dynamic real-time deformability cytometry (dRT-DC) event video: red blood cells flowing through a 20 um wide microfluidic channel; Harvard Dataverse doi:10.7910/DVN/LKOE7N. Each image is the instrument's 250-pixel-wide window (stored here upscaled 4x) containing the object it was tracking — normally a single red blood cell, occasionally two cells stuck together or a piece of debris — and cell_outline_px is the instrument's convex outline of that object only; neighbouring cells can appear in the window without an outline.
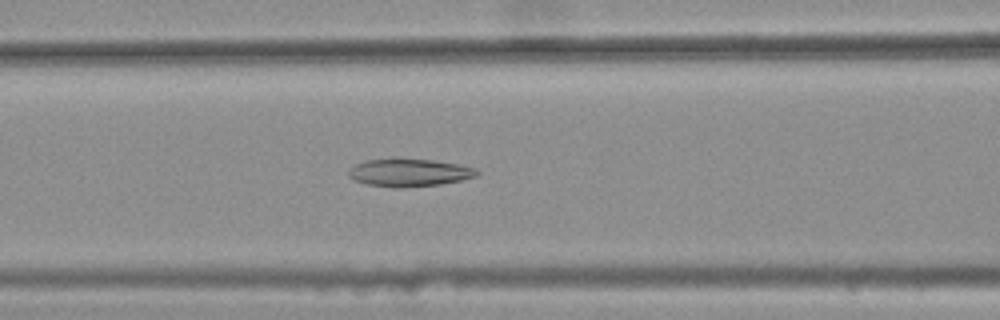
{"species": "common noctule bat (a hibernating species)", "species_latin": "Nyctalus noctula", "temperature_condition": "warm", "stored_images_in_passage": 48, "camera_frame_rate_fps": 3000, "um_per_image_px": 0.085, "animal": {"sex": "female", "body_mass_g": 25.1}, "frame": {"image": 1, "passage_image": 23, "time_ms": 7.333, "image_size_px": [1000, 320], "cell_outline_px": [[480, 172], [476, 176], [460, 180], [440, 184], [396, 188], [368, 184], [356, 180], [348, 176], [348, 168], [364, 160], [432, 160], [456, 164], [476, 168]], "centroid_in_image_um": [34.78, 14.68], "position_along_channel_um": 131.8, "area_um2": 20.17}}
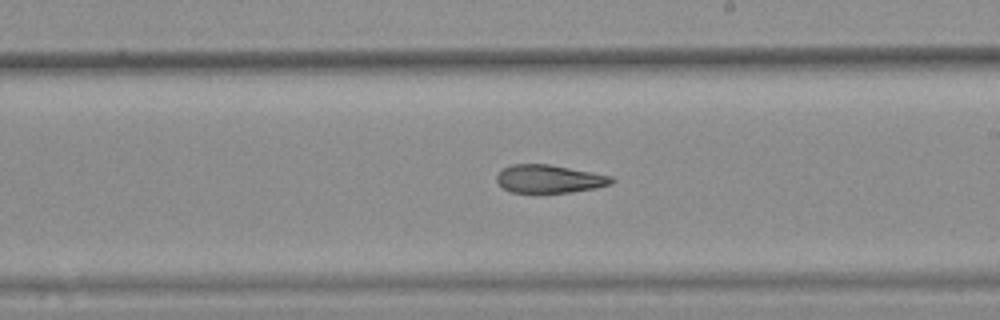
{"frame": {"image": 2, "passage_image": 32, "time_ms": 10.333, "image_size_px": [1000, 320], "cell_outline_px": [[616, 180], [612, 184], [596, 188], [572, 192], [512, 192], [504, 188], [496, 180], [496, 176], [504, 168], [512, 164], [548, 164], [592, 172], [612, 176]], "centroid_in_image_um": [46.73, 15.2], "position_along_channel_um": 242.3, "area_um2": 18.67}}
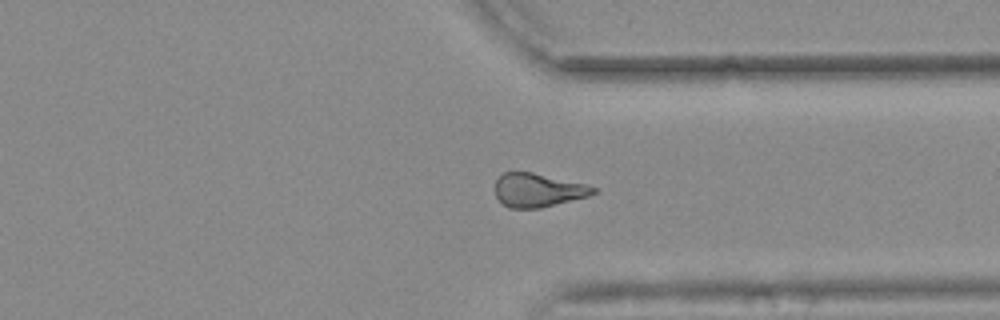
{"frame": {"image": 3, "passage_image": 42, "time_ms": 13.667, "image_size_px": [1000, 320], "cell_outline_px": [[600, 188], [596, 192], [588, 196], [540, 208], [508, 208], [496, 196], [496, 180], [504, 172], [532, 172], [584, 184]], "centroid_in_image_um": [45.73, 16.16], "position_along_channel_um": 365.7, "area_um2": 19.02}, "authors_computed_cell_mechanics": {"area_um2": 20.3167, "velocity_mm_per_s": 3.6963, "shape_relaxation_time_tau1_ms": null, "shape_relaxation_time_tau2_ms": 4.8209, "deformation_change_tau1": null, "deformation_change_tau2": 0.1413}}